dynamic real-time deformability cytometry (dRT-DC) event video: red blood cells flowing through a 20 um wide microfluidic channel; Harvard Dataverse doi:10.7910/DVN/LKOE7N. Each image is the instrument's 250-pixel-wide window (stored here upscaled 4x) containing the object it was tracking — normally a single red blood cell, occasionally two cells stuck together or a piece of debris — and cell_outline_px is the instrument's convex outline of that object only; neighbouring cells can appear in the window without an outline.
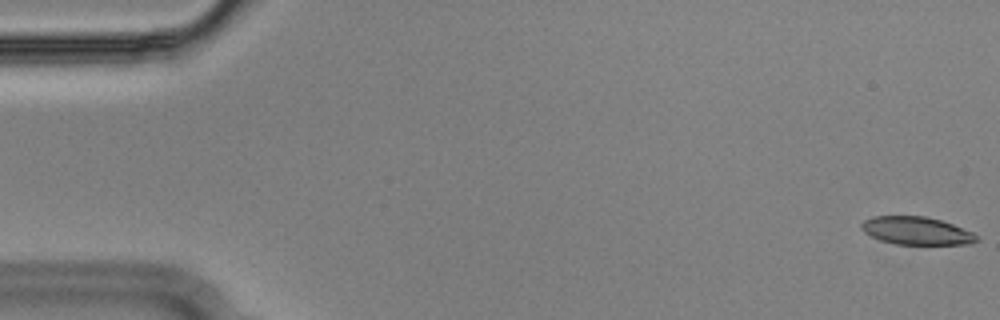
{"species": "Egyptian fruit bat (a non-hibernating species)", "species_latin": "Rousettus aegyptiacus", "temperature_condition": "cold", "stored_images_in_passage": 55, "camera_frame_rate_fps": 3000, "um_per_image_px": 0.085, "animal": {"sex": "male"}, "frame": {"image": 1, "passage_image": 1, "time_ms": 0.0, "image_size_px": [1000, 320], "cell_outline_px": [[980, 240], [972, 244], [896, 244], [880, 240], [864, 232], [860, 228], [860, 224], [864, 220], [872, 216], [924, 216], [940, 220], [952, 224], [972, 232]], "centroid_in_image_um": [77.88, 19.61], "position_along_channel_um": 7.1, "area_um2": 18.67}}
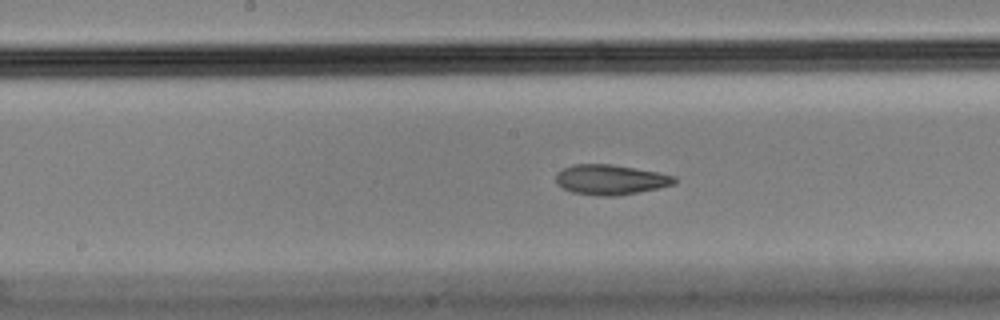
{"frame": {"image": 2, "passage_image": 28, "time_ms": 9.0, "image_size_px": [1000, 320], "cell_outline_px": [[676, 180], [672, 184], [660, 188], [616, 196], [596, 196], [572, 192], [556, 184], [556, 172], [564, 168], [576, 164], [612, 164], [656, 172], [676, 176]], "centroid_in_image_um": [51.87, 15.27], "position_along_channel_um": 196.3, "area_um2": 20.69}}
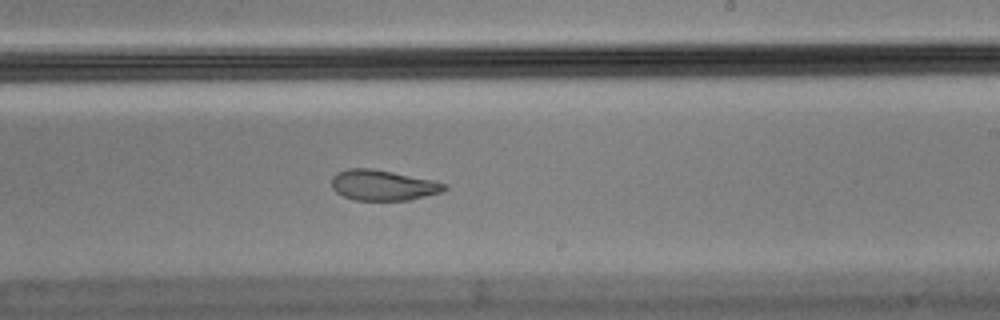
{"frame": {"image": 3, "passage_image": 33, "time_ms": 10.667, "image_size_px": [1000, 320], "cell_outline_px": [[448, 188], [444, 192], [408, 200], [356, 200], [344, 196], [336, 192], [332, 188], [332, 176], [336, 172], [348, 168], [372, 168], [432, 180], [448, 184]], "centroid_in_image_um": [32.56, 15.74], "position_along_channel_um": 256.4, "area_um2": 20.11}, "authors_computed_cell_mechanics": {"area_um2": 20.8658, "velocity_mm_per_s": 3.6213, "shape_relaxation_time_tau1_ms": 9.9723, "shape_relaxation_time_tau2_ms": 2.6902, "deformation_change_tau1": 0.28, "deformation_change_tau2": 0.0948}}